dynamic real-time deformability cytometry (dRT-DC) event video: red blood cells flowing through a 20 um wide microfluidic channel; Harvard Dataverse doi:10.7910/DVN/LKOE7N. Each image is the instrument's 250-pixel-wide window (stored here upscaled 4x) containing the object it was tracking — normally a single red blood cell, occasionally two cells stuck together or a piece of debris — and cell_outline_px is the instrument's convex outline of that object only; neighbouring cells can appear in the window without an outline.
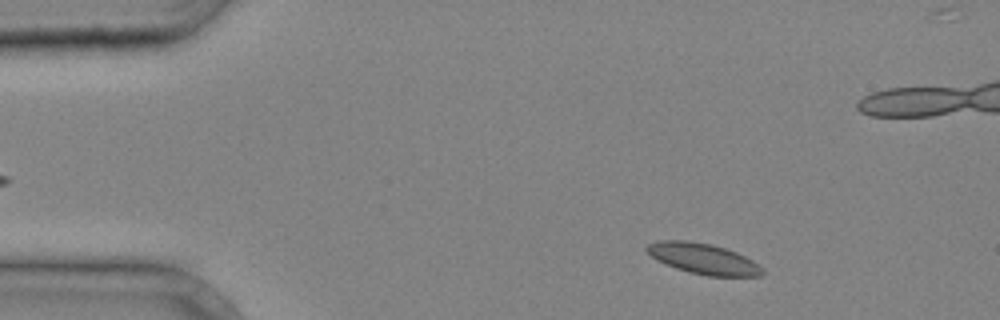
{"species": "common noctule bat (a hibernating species)", "species_latin": "Nyctalus noctula", "temperature_condition": "cold", "stored_images_in_passage": 32, "camera_frame_rate_fps": 3000, "um_per_image_px": 0.085, "animal": {"sex": "male", "body_mass_g": 20.4}, "frame": {"image": 1, "passage_image": 3, "time_ms": 0.667, "image_size_px": [1000, 320], "cell_outline_px": [[764, 272], [760, 276], [708, 276], [688, 272], [664, 264], [656, 260], [644, 248], [648, 244], [660, 240], [688, 240], [712, 244], [736, 252], [752, 260], [764, 268]], "centroid_in_image_um": [59.76, 21.99], "position_along_channel_um": 25.2, "area_um2": 20.75}}
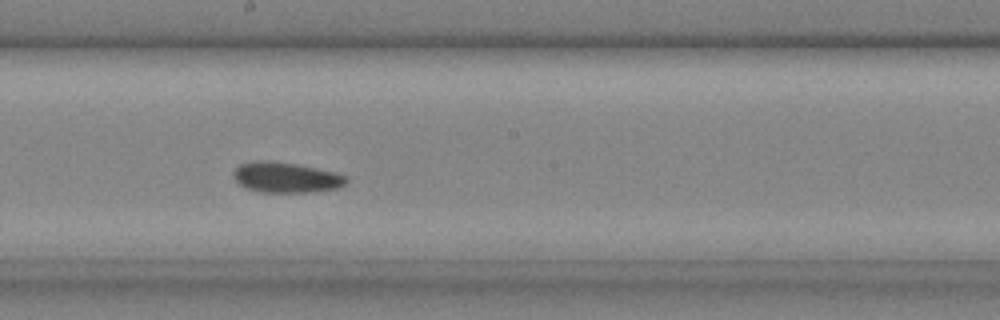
{"frame": {"image": 2, "passage_image": 19, "time_ms": 6.0, "image_size_px": [1000, 320], "cell_outline_px": [[348, 184], [340, 188], [316, 192], [260, 192], [248, 188], [240, 184], [232, 176], [232, 172], [240, 164], [256, 160], [272, 160], [296, 164], [336, 172], [348, 176]], "centroid_in_image_um": [24.37, 15.08], "position_along_channel_um": 223.8, "area_um2": 20.35}}
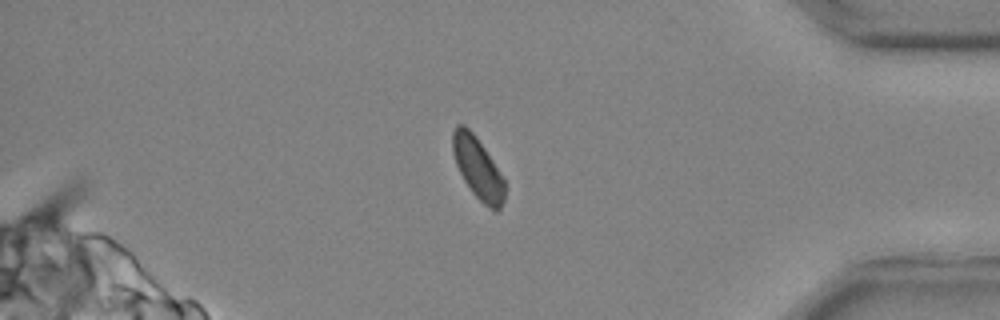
{"frame": {"image": 3, "passage_image": 31, "time_ms": 10.0, "image_size_px": [1000, 320], "cell_outline_px": [[504, 200], [500, 208], [496, 212], [484, 204], [472, 192], [464, 180], [456, 164], [452, 152], [452, 132], [456, 124], [464, 124], [476, 136], [504, 176]], "centroid_in_image_um": [40.61, 14.26], "position_along_channel_um": 394.6, "area_um2": 18.73}}